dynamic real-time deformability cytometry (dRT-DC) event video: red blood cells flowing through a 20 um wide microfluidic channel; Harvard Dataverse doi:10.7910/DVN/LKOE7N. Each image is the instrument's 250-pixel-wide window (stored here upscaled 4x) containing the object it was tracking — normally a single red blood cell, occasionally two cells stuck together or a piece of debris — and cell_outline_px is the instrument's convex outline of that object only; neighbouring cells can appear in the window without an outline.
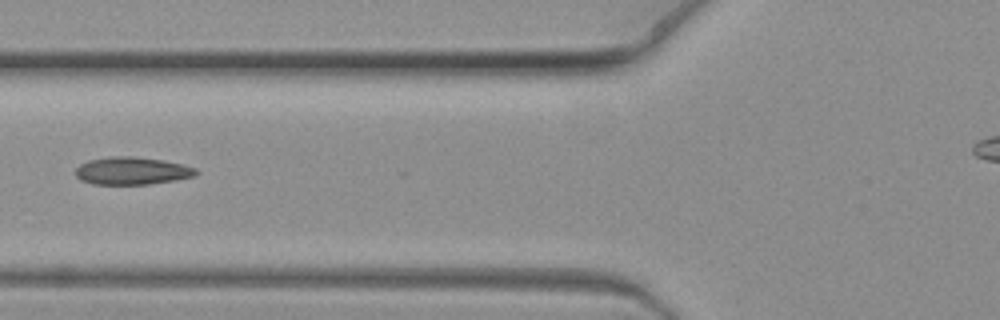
{"species": "common noctule bat (a hibernating species)", "species_latin": "Nyctalus noctula", "temperature_condition": "warm", "stored_images_in_passage": 4, "camera_frame_rate_fps": 3000, "um_per_image_px": 0.085, "animal": {"sex": "female", "body_mass_g": 19.3, "forearm_length_mm": 54.1}, "frame": {"image": 1, "passage_image": 3, "time_ms": 0.667, "image_size_px": [1000, 320], "cell_outline_px": [[200, 172], [196, 176], [176, 180], [148, 184], [92, 184], [80, 180], [76, 176], [76, 168], [80, 164], [88, 160], [112, 156], [132, 156], [164, 160], [196, 168]], "centroid_in_image_um": [11.23, 14.52], "position_along_channel_um": 114.6, "area_um2": 19.48}}
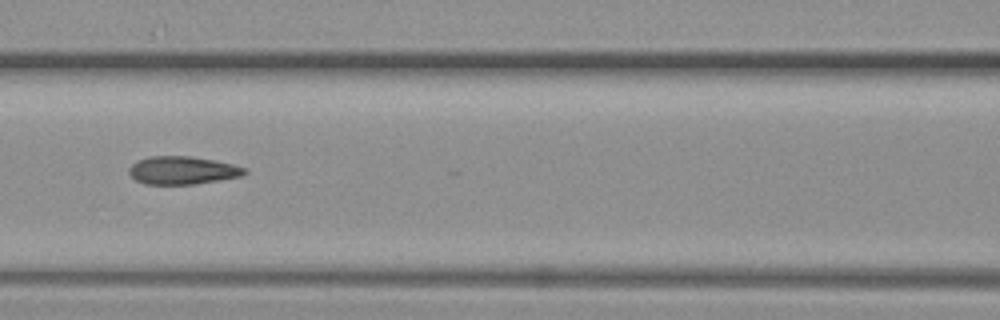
{"frame": {"image": 2, "passage_image": 4, "time_ms": 1.0, "image_size_px": [1000, 320], "cell_outline_px": [[248, 172], [240, 176], [220, 180], [196, 184], [144, 184], [136, 180], [128, 172], [128, 168], [132, 164], [140, 160], [152, 156], [192, 156], [232, 164], [248, 168]], "centroid_in_image_um": [15.53, 14.48], "position_along_channel_um": 151.1, "area_um2": 18.79}}